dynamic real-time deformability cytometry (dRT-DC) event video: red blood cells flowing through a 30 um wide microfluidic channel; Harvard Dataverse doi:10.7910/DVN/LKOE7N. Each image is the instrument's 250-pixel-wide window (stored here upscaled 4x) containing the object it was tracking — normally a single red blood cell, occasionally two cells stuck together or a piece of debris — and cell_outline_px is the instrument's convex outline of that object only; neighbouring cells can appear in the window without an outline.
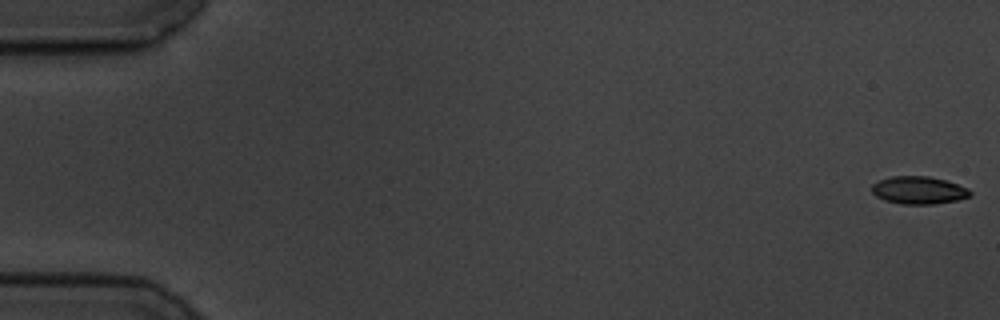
{"species": "common noctule bat (a hibernating species)", "species_latin": "Nyctalus noctula", "temperature_condition": "cold", "stored_images_in_passage": 59, "camera_frame_rate_fps": 3000, "um_per_image_px": 0.085, "animal": {"sex": "male", "body_mass_g": 19.5, "forearm_length_mm": 54.6}, "frame": {"image": 1, "passage_image": 1, "time_ms": 0.0, "image_size_px": [1000, 320], "cell_outline_px": [[972, 196], [956, 200], [932, 204], [900, 204], [884, 200], [876, 196], [872, 192], [872, 184], [880, 180], [892, 176], [928, 176], [944, 180], [968, 188], [972, 192]], "centroid_in_image_um": [78.08, 16.17], "position_along_channel_um": 6.9, "area_um2": 15.78}}
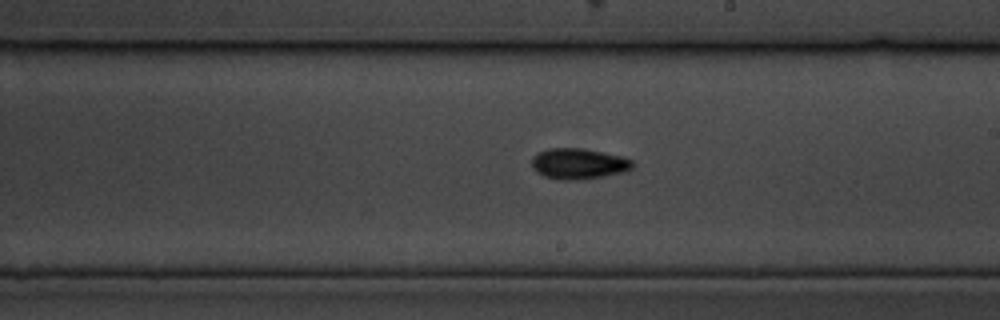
{"frame": {"image": 2, "passage_image": 34, "time_ms": 11.0, "image_size_px": [1000, 320], "cell_outline_px": [[636, 164], [628, 172], [580, 180], [560, 180], [544, 176], [536, 172], [532, 168], [532, 156], [536, 152], [548, 148], [580, 148], [620, 156], [632, 160]], "centroid_in_image_um": [49.17, 13.93], "position_along_channel_um": 239.8, "area_um2": 18.32}}
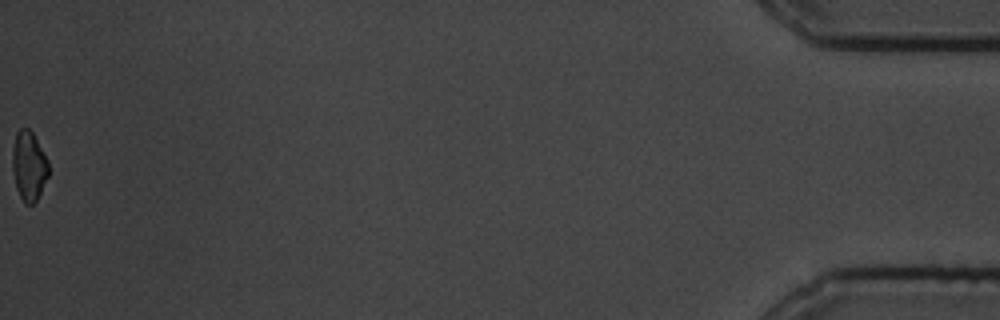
{"frame": {"image": 3, "passage_image": 59, "time_ms": 19.333, "image_size_px": [1000, 320], "cell_outline_px": [[48, 176], [36, 200], [32, 204], [24, 204], [16, 188], [12, 168], [12, 148], [16, 132], [20, 128], [28, 128], [32, 132], [48, 160]], "centroid_in_image_um": [2.43, 14.09], "position_along_channel_um": 432.8, "area_um2": 14.57}, "authors_computed_cell_mechanics": {"area_um2": 16.473, "velocity_mm_per_s": 3.4733, "shape_relaxation_time_tau1_ms": 2.3151, "shape_relaxation_time_tau2_ms": 5.484, "deformation_change_tau1": 0.0929, "deformation_change_tau2": 0.093}}